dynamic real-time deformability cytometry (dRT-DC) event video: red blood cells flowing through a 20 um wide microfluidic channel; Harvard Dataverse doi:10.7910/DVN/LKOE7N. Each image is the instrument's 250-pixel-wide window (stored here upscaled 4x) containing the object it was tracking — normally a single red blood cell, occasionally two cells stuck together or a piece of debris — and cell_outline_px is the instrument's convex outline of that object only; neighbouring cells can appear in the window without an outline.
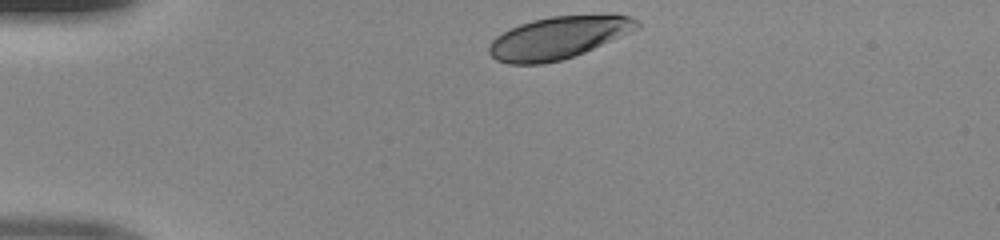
{"species": "human", "species_latin": "Homo sapiens", "temperature_condition": "room temperature", "stored_images_in_passage": 31, "camera_frame_rate_fps": 3000, "um_per_image_px": 0.085, "donor": {"sex": "male"}, "frame": {"image": 1, "passage_image": 1, "time_ms": 0.0, "image_size_px": [1000, 240], "cell_outline_px": [[640, 28], [584, 52], [560, 60], [544, 64], [508, 64], [496, 60], [488, 52], [488, 44], [496, 36], [520, 24], [532, 20], [552, 16], [632, 16], [640, 20]], "centroid_in_image_um": [47.42, 3.22], "position_along_channel_um": 37.6, "area_um2": 36.01}}
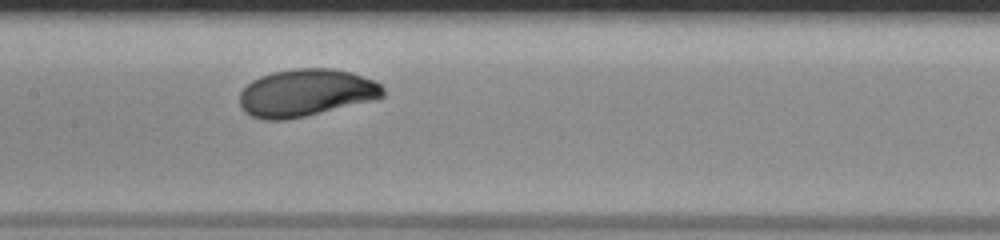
{"frame": {"image": 2, "passage_image": 15, "time_ms": 4.667, "image_size_px": [1000, 240], "cell_outline_px": [[384, 96], [376, 100], [304, 116], [284, 120], [264, 120], [252, 116], [244, 112], [240, 108], [240, 92], [252, 80], [260, 76], [272, 72], [292, 68], [332, 68], [352, 72], [372, 80], [380, 84], [384, 88]], "centroid_in_image_um": [26.0, 7.88], "position_along_channel_um": 181.4, "area_um2": 39.77}}
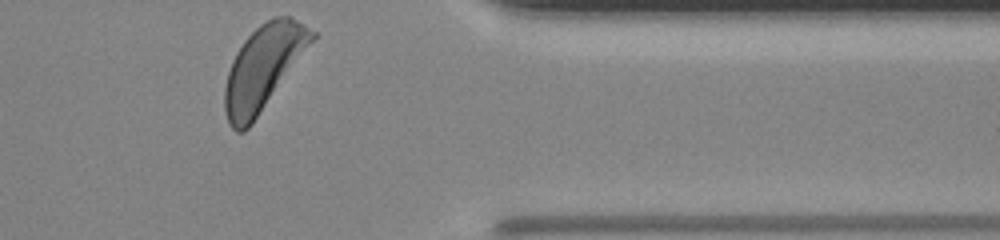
{"frame": {"image": 3, "passage_image": 31, "time_ms": 10.0, "image_size_px": [1000, 240], "cell_outline_px": [[316, 36], [252, 124], [244, 132], [236, 132], [228, 124], [224, 112], [224, 88], [228, 72], [232, 60], [236, 52], [244, 40], [260, 24], [276, 16], [292, 16], [316, 32]], "centroid_in_image_um": [22.34, 5.76], "position_along_channel_um": 389.1, "area_um2": 42.31}}